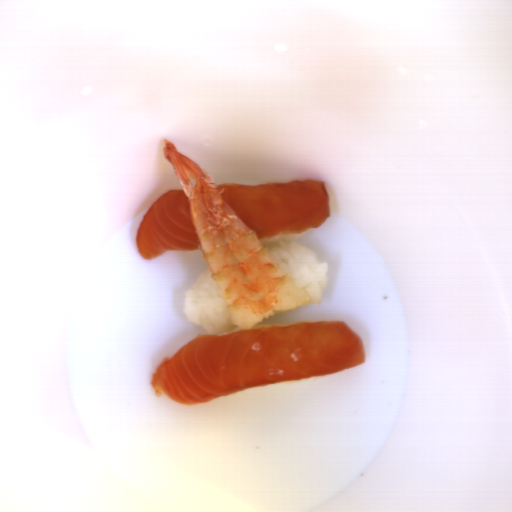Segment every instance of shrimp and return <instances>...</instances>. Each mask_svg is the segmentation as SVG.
<instances>
[{
    "mask_svg": "<svg viewBox=\"0 0 512 512\" xmlns=\"http://www.w3.org/2000/svg\"><path fill=\"white\" fill-rule=\"evenodd\" d=\"M165 158L188 197L189 210L209 272L234 325L242 330L274 312H288L312 301L261 245L221 196L214 176L164 140Z\"/></svg>",
    "mask_w": 512,
    "mask_h": 512,
    "instance_id": "shrimp-1",
    "label": "shrimp"
}]
</instances>
